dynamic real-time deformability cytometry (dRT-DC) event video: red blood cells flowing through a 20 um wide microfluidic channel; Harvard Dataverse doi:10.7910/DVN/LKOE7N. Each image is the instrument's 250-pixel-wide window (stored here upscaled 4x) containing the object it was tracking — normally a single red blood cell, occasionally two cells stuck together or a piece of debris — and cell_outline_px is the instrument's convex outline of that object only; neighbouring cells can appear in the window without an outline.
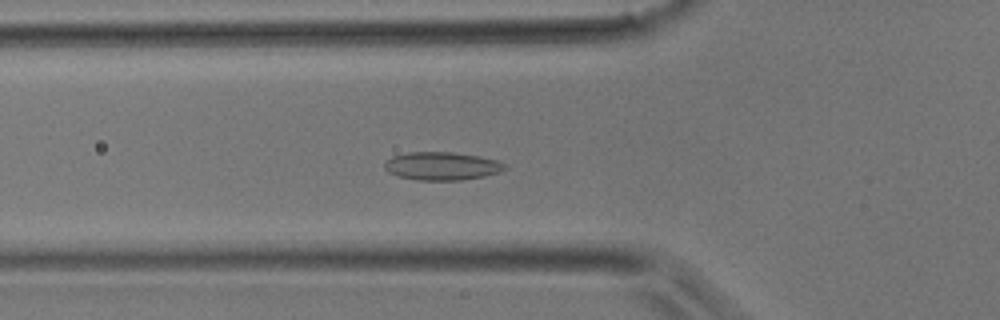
{"species": "common noctule bat (a hibernating species)", "species_latin": "Nyctalus noctula", "temperature_condition": "room temperature", "stored_images_in_passage": 41, "camera_frame_rate_fps": 3000, "um_per_image_px": 0.085, "animal": {"sex": "male", "body_mass_g": 17.9}, "frame": {"image": 1, "passage_image": 14, "time_ms": 4.333, "image_size_px": [1000, 320], "cell_outline_px": [[508, 168], [500, 172], [484, 176], [460, 180], [416, 180], [400, 176], [388, 172], [384, 168], [384, 164], [392, 156], [408, 152], [452, 152], [480, 156], [496, 160], [504, 164]], "centroid_in_image_um": [37.57, 14.11], "position_along_channel_um": 88.2, "area_um2": 19.65}}
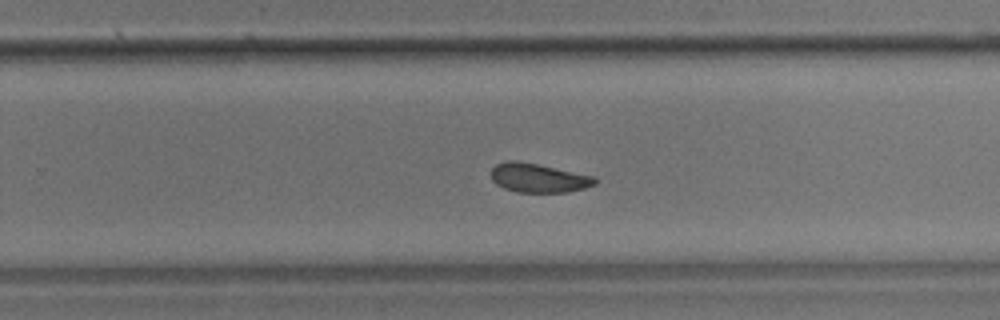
{"frame": {"image": 2, "passage_image": 26, "time_ms": 8.333, "image_size_px": [1000, 320], "cell_outline_px": [[596, 184], [584, 188], [568, 192], [516, 192], [504, 188], [496, 184], [492, 180], [492, 168], [496, 164], [508, 160], [516, 160], [596, 176]], "centroid_in_image_um": [45.77, 15.12], "position_along_channel_um": 284.0, "area_um2": 17.51}}
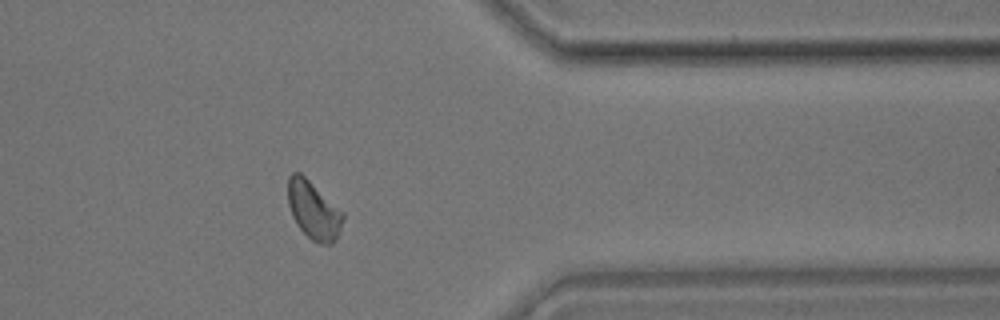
{"frame": {"image": 3, "passage_image": 33, "time_ms": 10.667, "image_size_px": [1000, 320], "cell_outline_px": [[344, 216], [336, 240], [332, 244], [320, 244], [312, 240], [296, 224], [292, 216], [288, 204], [288, 176], [292, 172], [300, 172], [344, 212]], "centroid_in_image_um": [26.64, 17.86], "position_along_channel_um": 384.8, "area_um2": 18.55}}